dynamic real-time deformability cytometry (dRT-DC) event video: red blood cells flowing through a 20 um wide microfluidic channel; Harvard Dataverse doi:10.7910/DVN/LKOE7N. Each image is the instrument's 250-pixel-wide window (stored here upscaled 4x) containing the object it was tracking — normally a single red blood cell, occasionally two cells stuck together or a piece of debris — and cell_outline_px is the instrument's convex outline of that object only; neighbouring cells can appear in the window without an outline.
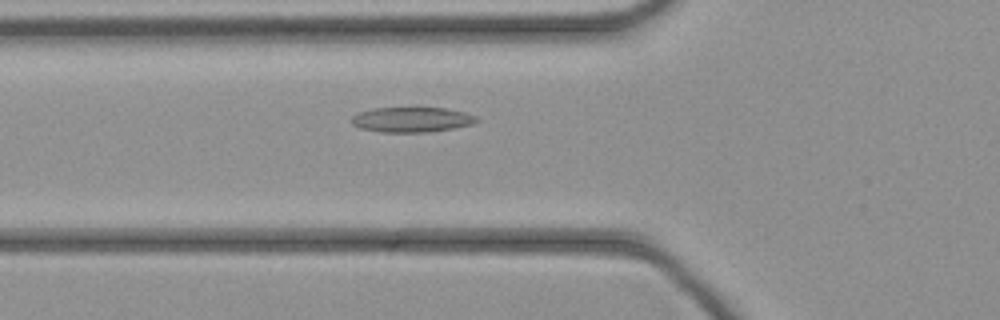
{"species": "common noctule bat (a hibernating species)", "species_latin": "Nyctalus noctula", "temperature_condition": "cold", "stored_images_in_passage": 44, "camera_frame_rate_fps": 3000, "um_per_image_px": 0.085, "animal": {"sex": "female", "body_mass_g": 21.9}, "frame": {"image": 1, "passage_image": 15, "time_ms": 4.667, "image_size_px": [1000, 320], "cell_outline_px": [[480, 120], [472, 124], [452, 128], [428, 132], [380, 132], [360, 128], [352, 124], [352, 116], [360, 112], [372, 108], [444, 108], [464, 112], [476, 116]], "centroid_in_image_um": [34.99, 10.17], "position_along_channel_um": 90.8, "area_um2": 18.15}}
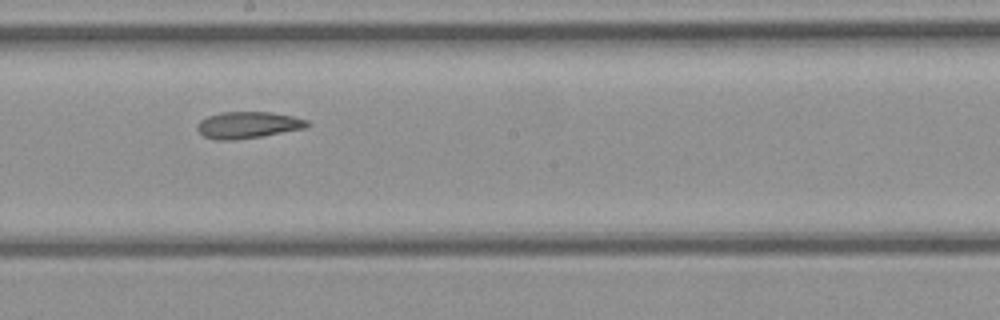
{"frame": {"image": 2, "passage_image": 24, "time_ms": 7.667, "image_size_px": [1000, 320], "cell_outline_px": [[308, 124], [304, 128], [260, 136], [232, 140], [216, 140], [204, 136], [196, 128], [196, 124], [200, 120], [208, 116], [220, 112], [272, 112], [292, 116], [308, 120]], "centroid_in_image_um": [21.02, 10.61], "position_along_channel_um": 227.2, "area_um2": 16.88}}
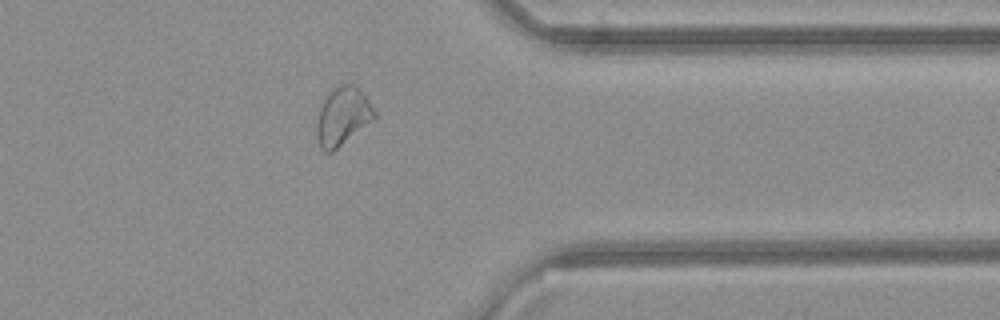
{"frame": {"image": 3, "passage_image": 35, "time_ms": 11.333, "image_size_px": [1000, 320], "cell_outline_px": [[376, 116], [332, 152], [324, 152], [320, 148], [316, 132], [316, 128], [320, 108], [328, 92], [332, 88], [344, 84], [356, 84], [364, 92], [376, 112]], "centroid_in_image_um": [29.12, 9.85], "position_along_channel_um": 382.3, "area_um2": 19.31}}